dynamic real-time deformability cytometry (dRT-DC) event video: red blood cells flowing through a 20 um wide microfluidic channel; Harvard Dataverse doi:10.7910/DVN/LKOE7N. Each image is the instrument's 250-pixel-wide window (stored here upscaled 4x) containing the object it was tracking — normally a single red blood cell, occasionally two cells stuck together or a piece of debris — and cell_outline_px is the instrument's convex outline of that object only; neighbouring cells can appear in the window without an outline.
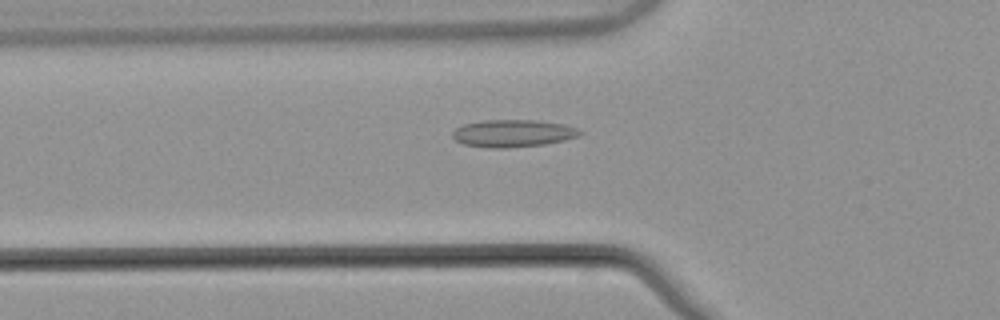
{"species": "common noctule bat (a hibernating species)", "species_latin": "Nyctalus noctula", "temperature_condition": "warm", "stored_images_in_passage": 53, "camera_frame_rate_fps": 3000, "um_per_image_px": 0.085, "animal": {"sex": "male", "body_mass_g": 21.5, "forearm_length_mm": 52.0}, "frame": {"image": 1, "passage_image": 19, "time_ms": 6.0, "image_size_px": [1000, 320], "cell_outline_px": [[584, 132], [580, 136], [564, 140], [544, 144], [508, 148], [488, 148], [464, 144], [456, 140], [452, 136], [452, 132], [456, 128], [464, 124], [484, 120], [536, 120], [564, 124], [576, 128]], "centroid_in_image_um": [43.61, 11.33], "position_along_channel_um": 82.2, "area_um2": 20.35}}
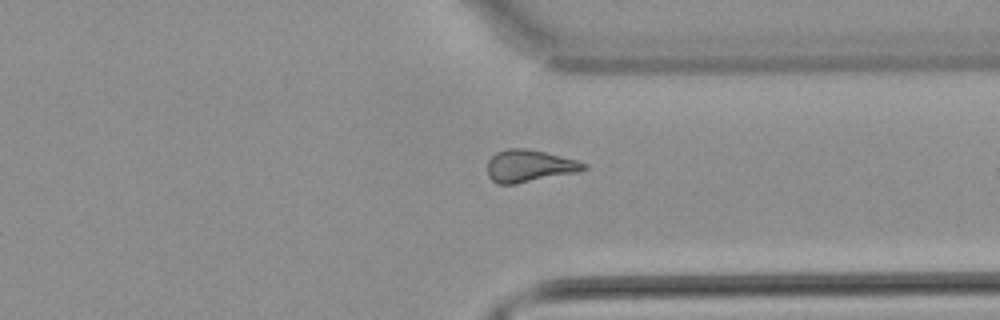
{"frame": {"image": 2, "passage_image": 41, "time_ms": 13.333, "image_size_px": [1000, 320], "cell_outline_px": [[588, 168], [576, 172], [516, 184], [500, 184], [492, 180], [488, 176], [488, 160], [496, 152], [508, 148], [524, 148], [544, 152], [576, 160], [588, 164]], "centroid_in_image_um": [44.98, 14.1], "position_along_channel_um": 366.4, "area_um2": 17.92}}
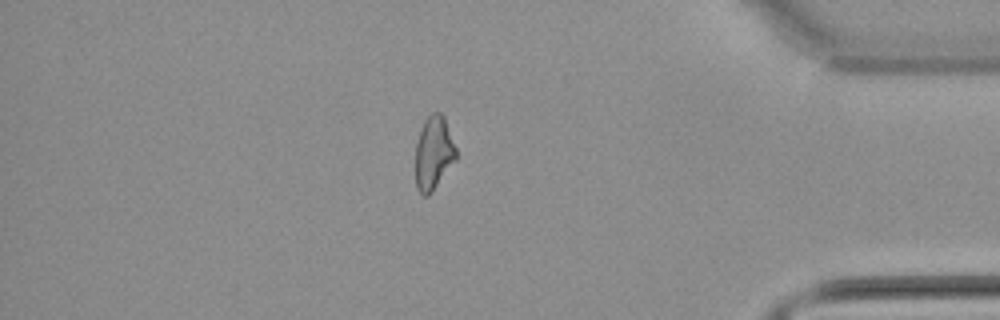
{"frame": {"image": 3, "passage_image": 46, "time_ms": 15.0, "image_size_px": [1000, 320], "cell_outline_px": [[456, 160], [432, 192], [428, 196], [424, 196], [416, 188], [416, 144], [424, 120], [432, 112], [440, 112], [444, 116], [456, 148]], "centroid_in_image_um": [36.86, 13.01], "position_along_channel_um": 398.3, "area_um2": 17.34}, "authors_computed_cell_mechanics": {"area_um2": 18.207, "velocity_mm_per_s": 3.8719, "shape_relaxation_time_tau1_ms": null, "shape_relaxation_time_tau2_ms": 3.0868, "deformation_change_tau1": null, "deformation_change_tau2": 0.1104}}